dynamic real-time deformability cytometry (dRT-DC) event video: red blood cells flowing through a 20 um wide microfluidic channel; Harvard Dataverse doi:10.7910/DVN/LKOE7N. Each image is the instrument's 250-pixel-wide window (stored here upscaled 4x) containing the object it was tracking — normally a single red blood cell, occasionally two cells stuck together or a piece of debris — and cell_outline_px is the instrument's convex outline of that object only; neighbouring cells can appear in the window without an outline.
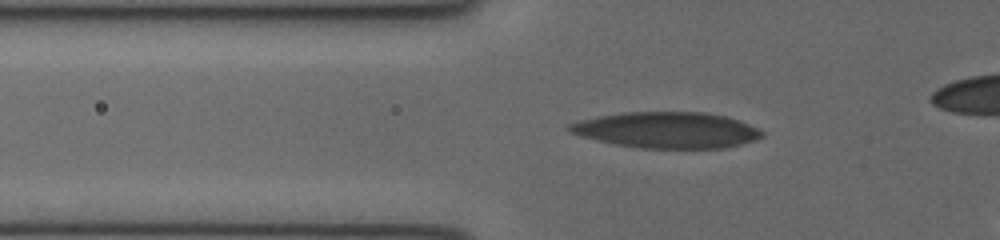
{"species": "human", "species_latin": "Homo sapiens", "temperature_condition": "cold", "stored_images_in_passage": 36, "camera_frame_rate_fps": 3000, "um_per_image_px": 0.085, "donor": {"sex": "female"}, "frame": {"image": 1, "passage_image": 9, "time_ms": 2.667, "image_size_px": [1000, 240], "cell_outline_px": [[764, 136], [756, 140], [724, 148], [640, 148], [616, 144], [580, 136], [568, 132], [564, 128], [564, 124], [580, 120], [600, 116], [624, 112], [704, 112], [728, 116], [748, 124], [764, 132]], "centroid_in_image_um": [56.65, 11.05], "position_along_channel_um": 69.1, "area_um2": 40.63}}
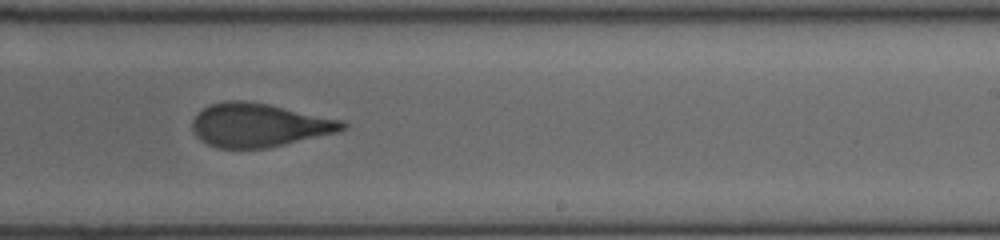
{"frame": {"image": 2, "passage_image": 23, "time_ms": 7.333, "image_size_px": [1000, 240], "cell_outline_px": [[348, 128], [336, 132], [284, 144], [264, 148], [216, 148], [200, 140], [196, 136], [192, 128], [192, 120], [208, 104], [224, 100], [244, 100], [268, 104], [344, 120], [348, 124]], "centroid_in_image_um": [22.0, 10.62], "position_along_channel_um": 267.0, "area_um2": 38.09}}
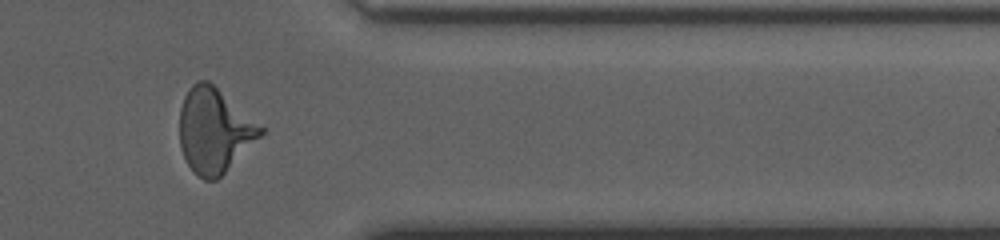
{"frame": {"image": 3, "passage_image": 32, "time_ms": 10.333, "image_size_px": [1000, 240], "cell_outline_px": [[264, 132], [216, 180], [204, 180], [188, 164], [180, 148], [180, 108], [184, 96], [192, 84], [196, 80], [208, 80], [264, 128]], "centroid_in_image_um": [18.18, 11.06], "position_along_channel_um": 393.2, "area_um2": 39.07}}